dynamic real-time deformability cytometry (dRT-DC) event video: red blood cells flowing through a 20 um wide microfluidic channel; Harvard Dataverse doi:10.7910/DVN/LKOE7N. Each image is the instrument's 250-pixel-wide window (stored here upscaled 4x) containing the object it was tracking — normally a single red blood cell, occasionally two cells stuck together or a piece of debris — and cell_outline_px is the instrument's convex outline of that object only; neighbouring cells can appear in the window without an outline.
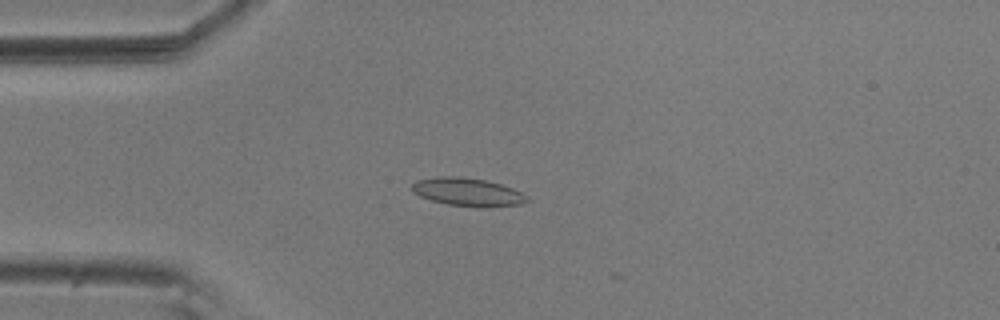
{"species": "common noctule bat (a hibernating species)", "species_latin": "Nyctalus noctula", "temperature_condition": "room temperature", "stored_images_in_passage": 2, "camera_frame_rate_fps": 3000, "um_per_image_px": 0.085, "animal": {"sex": "male", "body_mass_g": 20.5, "forearm_length_mm": 52.5}, "frame": {"image": 1, "passage_image": 1, "time_ms": 0.0, "image_size_px": [1000, 320], "cell_outline_px": [[532, 200], [524, 204], [476, 208], [448, 204], [432, 200], [420, 196], [412, 192], [412, 184], [416, 180], [436, 176], [460, 176], [484, 180], [500, 184], [512, 188], [528, 196]], "centroid_in_image_um": [39.77, 16.33], "position_along_channel_um": 45.2, "area_um2": 19.07}}